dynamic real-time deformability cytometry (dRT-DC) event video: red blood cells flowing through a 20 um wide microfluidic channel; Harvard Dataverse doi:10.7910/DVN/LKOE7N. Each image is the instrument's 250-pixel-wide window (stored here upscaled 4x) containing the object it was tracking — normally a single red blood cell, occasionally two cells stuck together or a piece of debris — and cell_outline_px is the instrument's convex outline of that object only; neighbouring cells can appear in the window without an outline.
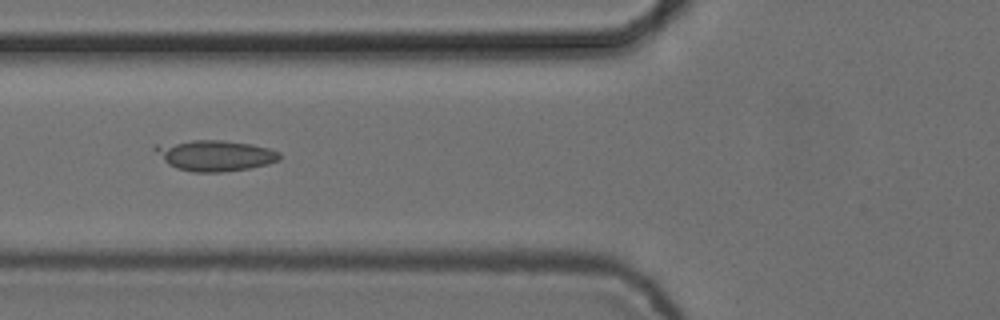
{"species": "common noctule bat (a hibernating species)", "species_latin": "Nyctalus noctula", "temperature_condition": "cold", "stored_images_in_passage": 6, "camera_frame_rate_fps": 3000, "um_per_image_px": 0.085, "animal": {"sex": "female", "body_mass_g": 24.6, "forearm_length_mm": 56.2}, "frame": {"image": 1, "passage_image": 6, "time_ms": 1.667, "image_size_px": [1000, 320], "cell_outline_px": [[280, 160], [268, 164], [248, 168], [220, 172], [192, 172], [176, 168], [168, 164], [152, 148], [156, 144], [192, 140], [224, 140], [252, 144], [268, 148], [280, 152]], "centroid_in_image_um": [18.27, 13.21], "position_along_channel_um": 107.5, "area_um2": 22.37}}